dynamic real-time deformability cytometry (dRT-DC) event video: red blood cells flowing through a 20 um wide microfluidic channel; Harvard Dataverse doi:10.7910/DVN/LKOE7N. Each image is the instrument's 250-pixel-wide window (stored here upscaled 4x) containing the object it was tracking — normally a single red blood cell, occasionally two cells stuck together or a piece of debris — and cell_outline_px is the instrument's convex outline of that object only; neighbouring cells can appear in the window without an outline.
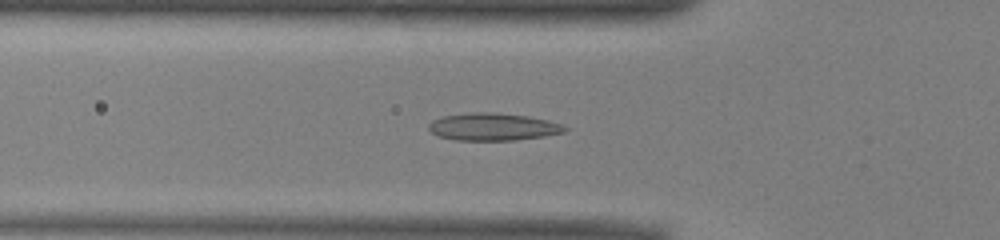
{"species": "common noctule bat (a hibernating species)", "species_latin": "Nyctalus noctula", "temperature_condition": "warm", "stored_images_in_passage": 43, "camera_frame_rate_fps": 3000, "um_per_image_px": 0.085, "animal": {"sex": "male", "body_mass_g": 13.0, "forearm_length_mm": 53.1}, "frame": {"image": 1, "passage_image": 9, "time_ms": 2.667, "image_size_px": [1000, 240], "cell_outline_px": [[568, 128], [564, 132], [544, 136], [516, 140], [456, 140], [440, 136], [432, 132], [428, 128], [428, 124], [432, 120], [440, 116], [472, 112], [496, 112], [528, 116], [548, 120], [560, 124]], "centroid_in_image_um": [41.88, 10.77], "position_along_channel_um": 83.9, "area_um2": 21.79}}
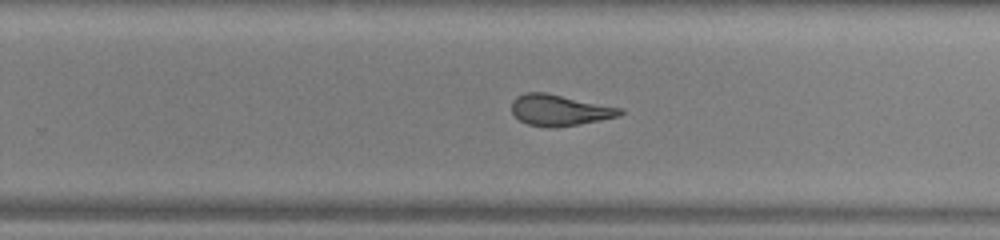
{"frame": {"image": 2, "passage_image": 24, "time_ms": 7.667, "image_size_px": [1000, 240], "cell_outline_px": [[624, 112], [620, 116], [580, 124], [552, 128], [548, 128], [528, 124], [520, 120], [512, 112], [512, 100], [516, 96], [524, 92], [544, 92], [624, 108]], "centroid_in_image_um": [47.58, 9.36], "position_along_channel_um": 282.2, "area_um2": 19.77}}
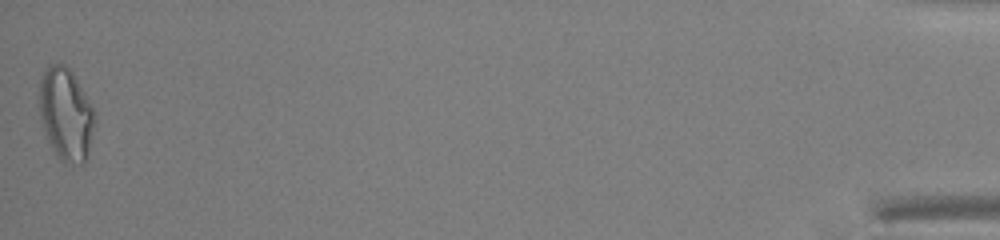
{"frame": {"image": 3, "passage_image": 43, "time_ms": 14.0, "image_size_px": [1000, 240], "cell_outline_px": [[96, 120], [88, 156], [84, 164], [64, 164], [56, 156], [48, 140], [40, 120], [40, 80], [44, 68], [48, 64], [64, 64], [72, 72], [92, 104], [96, 112]], "centroid_in_image_um": [5.63, 9.74], "position_along_channel_um": 429.6, "area_um2": 30.4}, "authors_computed_cell_mechanics": {"area_um2": 20.5768, "velocity_mm_per_s": 3.9699, "shape_relaxation_time_tau1_ms": null, "shape_relaxation_time_tau2_ms": 1.6629, "deformation_change_tau1": null, "deformation_change_tau2": 0.1018}}